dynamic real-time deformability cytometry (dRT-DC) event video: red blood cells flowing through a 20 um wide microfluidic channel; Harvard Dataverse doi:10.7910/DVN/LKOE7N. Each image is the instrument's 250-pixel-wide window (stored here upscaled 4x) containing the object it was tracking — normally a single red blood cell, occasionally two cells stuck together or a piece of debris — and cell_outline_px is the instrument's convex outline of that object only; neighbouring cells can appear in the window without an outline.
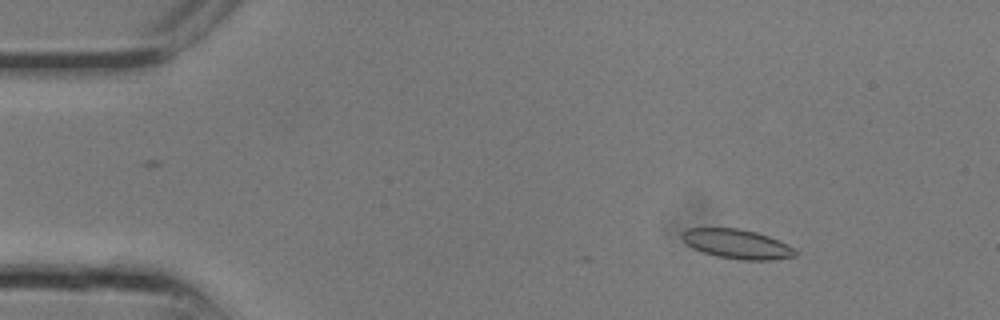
{"species": "common noctule bat (a hibernating species)", "species_latin": "Nyctalus noctula", "temperature_condition": "room temperature", "stored_images_in_passage": 9, "camera_frame_rate_fps": 3000, "um_per_image_px": 0.085, "animal": {"sex": "male", "body_mass_g": 13.3}, "frame": {"image": 1, "passage_image": 3, "time_ms": 0.667, "image_size_px": [1000, 320], "cell_outline_px": [[796, 256], [772, 260], [744, 260], [716, 256], [692, 248], [680, 236], [688, 228], [736, 228], [756, 232], [768, 236], [788, 244], [796, 248]], "centroid_in_image_um": [62.68, 20.74], "position_along_channel_um": 22.3, "area_um2": 19.31}}
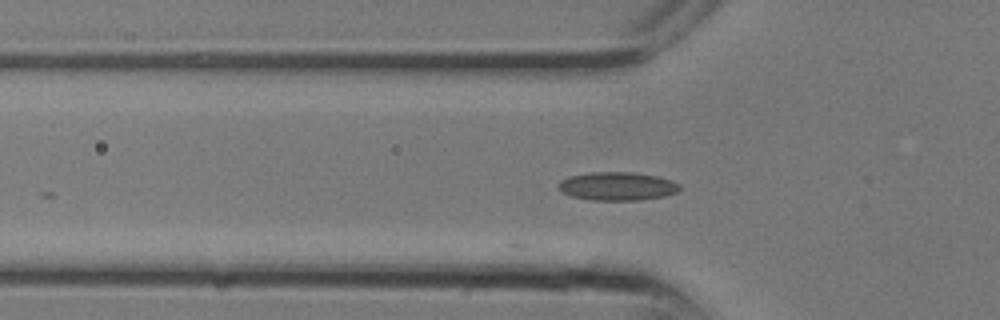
{"frame": {"image": 2, "passage_image": 8, "time_ms": 2.333, "image_size_px": [1000, 320], "cell_outline_px": [[680, 188], [676, 192], [664, 196], [640, 200], [588, 200], [572, 196], [560, 192], [556, 188], [556, 184], [560, 180], [568, 176], [592, 172], [632, 172], [656, 176], [672, 180], [680, 184]], "centroid_in_image_um": [52.41, 15.83], "position_along_channel_um": 73.4, "area_um2": 20.29}}